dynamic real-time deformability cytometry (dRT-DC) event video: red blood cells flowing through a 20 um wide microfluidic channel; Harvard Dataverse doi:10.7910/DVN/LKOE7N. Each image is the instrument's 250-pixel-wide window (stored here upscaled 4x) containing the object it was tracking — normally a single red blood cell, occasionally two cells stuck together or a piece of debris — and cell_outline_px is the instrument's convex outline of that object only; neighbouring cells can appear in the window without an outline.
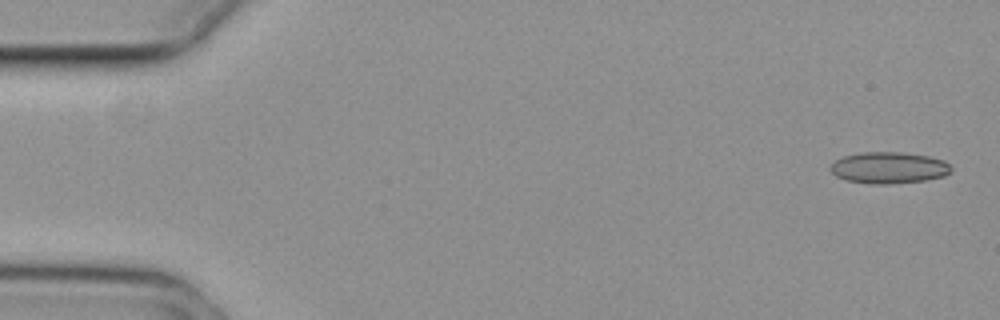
{"species": "common noctule bat (a hibernating species)", "species_latin": "Nyctalus noctula", "temperature_condition": "cold", "stored_images_in_passage": 11, "camera_frame_rate_fps": 3000, "um_per_image_px": 0.085, "animal": {"sex": "female", "body_mass_g": 29.2, "forearm_length_mm": 56.3}, "frame": {"image": 1, "passage_image": 1, "time_ms": 0.0, "image_size_px": [1000, 320], "cell_outline_px": [[952, 172], [944, 176], [924, 180], [888, 184], [868, 184], [844, 180], [836, 176], [828, 168], [836, 160], [844, 156], [860, 152], [900, 152], [928, 156], [944, 160], [952, 168]], "centroid_in_image_um": [75.53, 14.26], "position_along_channel_um": 9.5, "area_um2": 22.25}}